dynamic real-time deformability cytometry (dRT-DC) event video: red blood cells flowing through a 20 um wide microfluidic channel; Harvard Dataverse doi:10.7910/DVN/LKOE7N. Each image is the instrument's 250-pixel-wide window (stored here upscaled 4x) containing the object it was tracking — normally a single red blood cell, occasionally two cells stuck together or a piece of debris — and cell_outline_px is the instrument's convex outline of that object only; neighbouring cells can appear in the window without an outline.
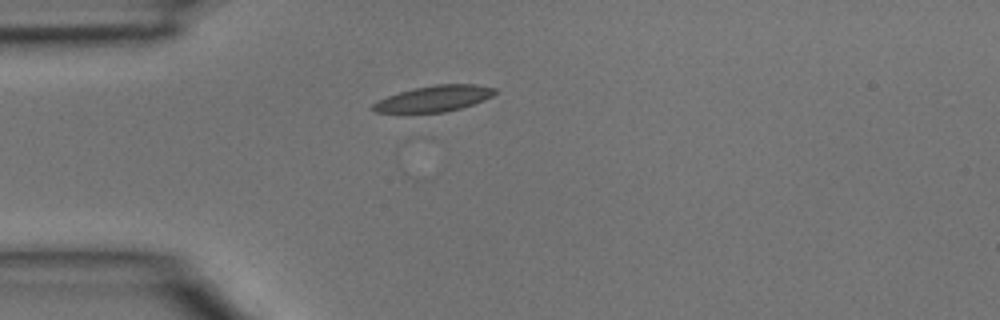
{"species": "common noctule bat (a hibernating species)", "species_latin": "Nyctalus noctula", "temperature_condition": "room temperature", "stored_images_in_passage": 1, "camera_frame_rate_fps": 3000, "um_per_image_px": 0.085, "animal": {"sex": "male", "body_mass_g": 15.6}, "frame": {"image": 1, "passage_image": 1, "time_ms": 0.0, "image_size_px": [1000, 320], "cell_outline_px": [[496, 92], [492, 96], [484, 100], [460, 108], [444, 112], [376, 112], [368, 108], [376, 100], [400, 92], [416, 88], [436, 84], [476, 84], [496, 88]], "centroid_in_image_um": [36.87, 8.37], "position_along_channel_um": 48.1, "area_um2": 18.32}}